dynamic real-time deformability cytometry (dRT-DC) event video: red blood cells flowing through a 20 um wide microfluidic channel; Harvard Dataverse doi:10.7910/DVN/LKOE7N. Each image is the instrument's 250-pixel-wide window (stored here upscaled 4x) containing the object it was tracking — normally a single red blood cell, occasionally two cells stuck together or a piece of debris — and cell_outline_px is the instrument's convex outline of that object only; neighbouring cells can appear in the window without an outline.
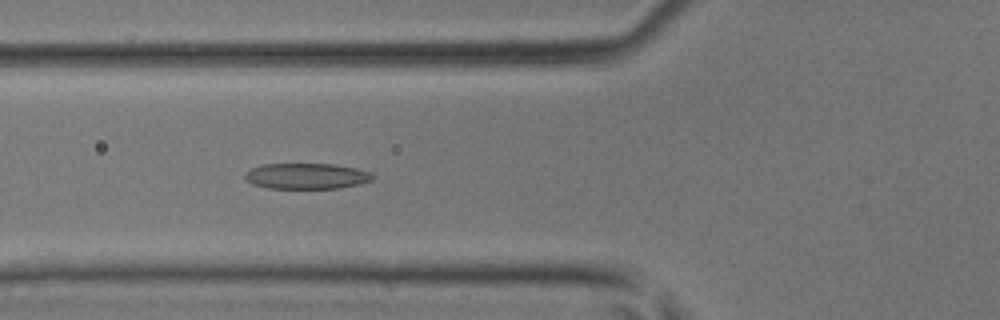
{"species": "common noctule bat (a hibernating species)", "species_latin": "Nyctalus noctula", "temperature_condition": "room temperature", "stored_images_in_passage": 45, "camera_frame_rate_fps": 3000, "um_per_image_px": 0.085, "animal": {"sex": "male", "body_mass_g": 17.9, "forearm_length_mm": 54.2}, "frame": {"image": 1, "passage_image": 17, "time_ms": 5.333, "image_size_px": [1000, 320], "cell_outline_px": [[376, 176], [372, 180], [360, 184], [340, 188], [268, 188], [252, 184], [244, 176], [252, 168], [264, 164], [332, 164], [356, 168], [372, 172]], "centroid_in_image_um": [26.12, 14.97], "position_along_channel_um": 99.7, "area_um2": 19.13}}
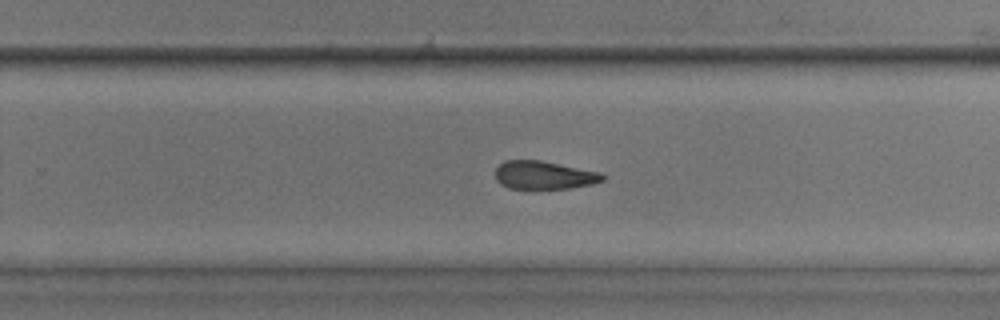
{"frame": {"image": 2, "passage_image": 29, "time_ms": 9.333, "image_size_px": [1000, 320], "cell_outline_px": [[604, 180], [592, 184], [572, 188], [508, 188], [500, 184], [496, 180], [496, 168], [504, 160], [540, 160], [600, 172], [604, 176]], "centroid_in_image_um": [46.22, 14.88], "position_along_channel_um": 283.6, "area_um2": 17.51}}
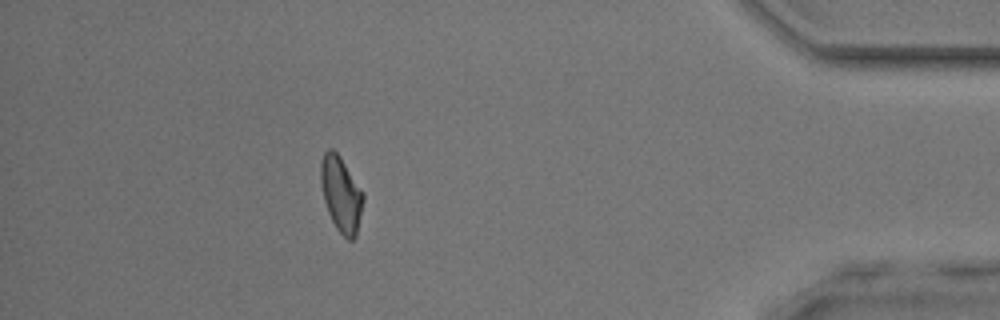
{"frame": {"image": 3, "passage_image": 40, "time_ms": 13.0, "image_size_px": [1000, 320], "cell_outline_px": [[364, 200], [356, 236], [352, 240], [348, 240], [336, 228], [328, 212], [324, 200], [320, 180], [320, 164], [324, 152], [328, 148], [332, 148], [340, 156], [364, 192]], "centroid_in_image_um": [29.0, 16.48], "position_along_channel_um": 406.2, "area_um2": 18.73}}